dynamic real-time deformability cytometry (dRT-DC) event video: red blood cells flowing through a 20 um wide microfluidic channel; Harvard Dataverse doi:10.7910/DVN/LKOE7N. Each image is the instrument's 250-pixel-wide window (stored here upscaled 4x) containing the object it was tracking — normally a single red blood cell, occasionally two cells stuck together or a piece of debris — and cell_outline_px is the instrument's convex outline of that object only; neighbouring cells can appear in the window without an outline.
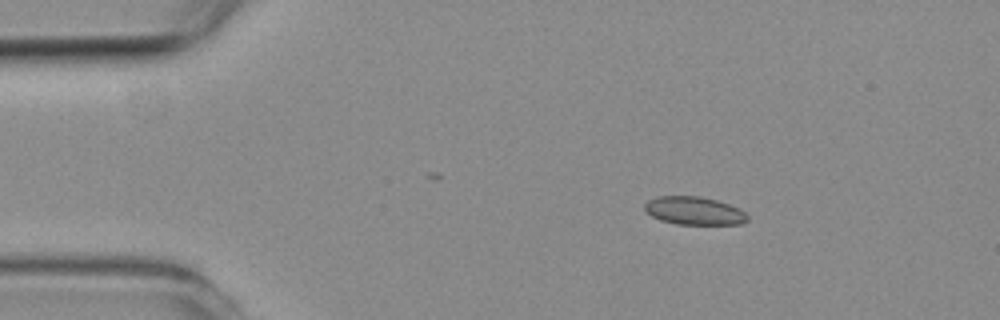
{"species": "common noctule bat (a hibernating species)", "species_latin": "Nyctalus noctula", "temperature_condition": "room temperature", "stored_images_in_passage": 4, "camera_frame_rate_fps": 3000, "um_per_image_px": 0.085, "animal": {"sex": "female", "body_mass_g": 19.3, "forearm_length_mm": 54.1}, "frame": {"image": 1, "passage_image": 2, "time_ms": 1.0, "image_size_px": [1000, 320], "cell_outline_px": [[748, 220], [740, 224], [676, 224], [660, 220], [644, 212], [644, 204], [648, 200], [656, 196], [700, 196], [716, 200], [740, 208], [748, 216]], "centroid_in_image_um": [58.97, 17.91], "position_along_channel_um": 26.0, "area_um2": 16.94}}
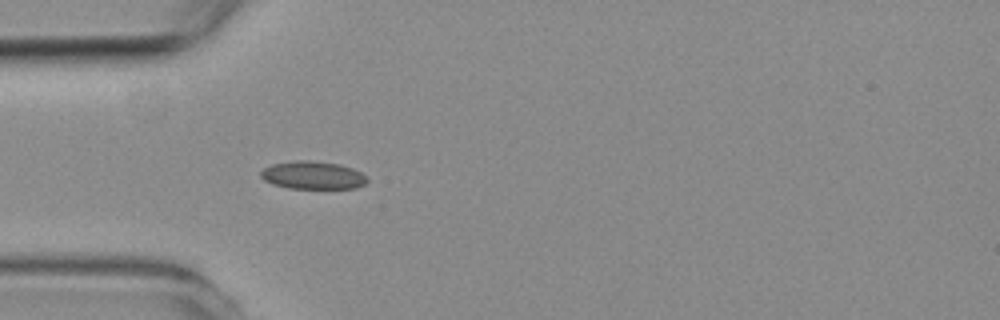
{"frame": {"image": 2, "passage_image": 4, "time_ms": 3.333, "image_size_px": [1000, 320], "cell_outline_px": [[368, 180], [364, 184], [356, 188], [288, 188], [272, 184], [264, 180], [260, 176], [260, 172], [264, 168], [272, 164], [296, 160], [308, 160], [336, 164], [352, 168], [360, 172]], "centroid_in_image_um": [26.54, 14.9], "position_along_channel_um": 58.5, "area_um2": 17.11}}